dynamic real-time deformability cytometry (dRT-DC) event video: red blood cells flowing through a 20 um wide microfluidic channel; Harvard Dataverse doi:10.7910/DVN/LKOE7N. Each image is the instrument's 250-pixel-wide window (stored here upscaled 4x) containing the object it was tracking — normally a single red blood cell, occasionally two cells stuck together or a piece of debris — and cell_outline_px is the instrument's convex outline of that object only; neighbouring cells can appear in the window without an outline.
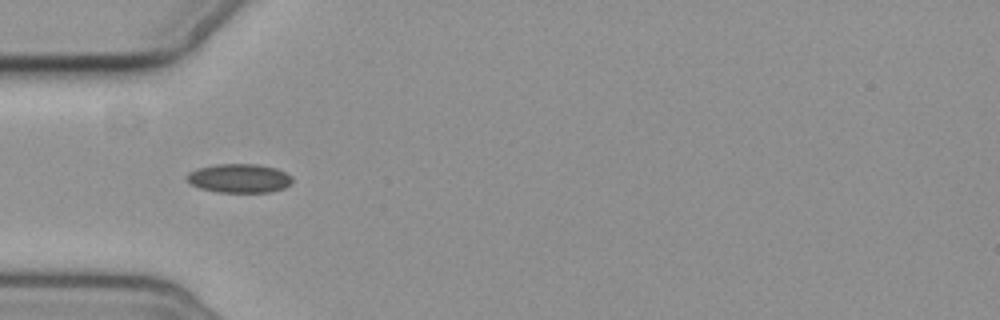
{"species": "common noctule bat (a hibernating species)", "species_latin": "Nyctalus noctula", "temperature_condition": "cold", "stored_images_in_passage": 6, "camera_frame_rate_fps": 3000, "um_per_image_px": 0.085, "animal": {"sex": "female", "body_mass_g": 19.3, "forearm_length_mm": 54.1}, "frame": {"image": 1, "passage_image": 5, "time_ms": 4.667, "image_size_px": [1000, 320], "cell_outline_px": [[292, 184], [284, 188], [272, 192], [216, 192], [200, 188], [192, 184], [184, 176], [188, 172], [196, 168], [216, 164], [256, 164], [276, 168], [292, 176]], "centroid_in_image_um": [20.33, 15.15], "position_along_channel_um": 64.7, "area_um2": 17.92}}
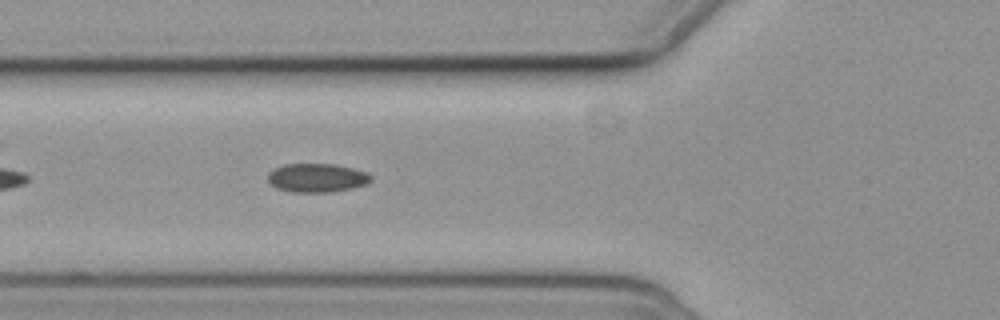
{"frame": {"image": 2, "passage_image": 6, "time_ms": 5.667, "image_size_px": [1000, 320], "cell_outline_px": [[372, 180], [368, 184], [352, 188], [332, 192], [292, 192], [276, 188], [268, 184], [268, 172], [272, 168], [284, 164], [336, 164], [368, 172], [372, 176]], "centroid_in_image_um": [26.92, 15.11], "position_along_channel_um": 98.9, "area_um2": 17.63}}